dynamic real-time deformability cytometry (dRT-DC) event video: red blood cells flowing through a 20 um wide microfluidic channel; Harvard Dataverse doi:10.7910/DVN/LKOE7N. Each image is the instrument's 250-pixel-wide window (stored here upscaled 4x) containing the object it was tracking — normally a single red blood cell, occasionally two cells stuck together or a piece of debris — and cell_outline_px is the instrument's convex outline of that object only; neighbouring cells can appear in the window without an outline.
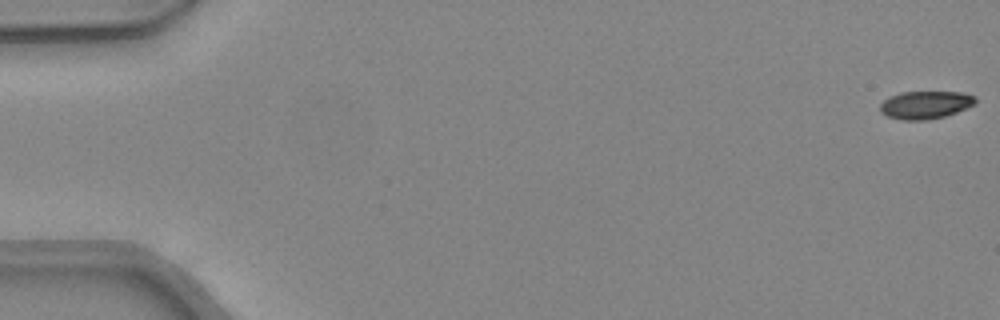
{"species": "common noctule bat (a hibernating species)", "species_latin": "Nyctalus noctula", "temperature_condition": "warm", "stored_images_in_passage": 9, "camera_frame_rate_fps": 3000, "um_per_image_px": 0.085, "animal": {"sex": "female", "body_mass_g": 24.6, "forearm_length_mm": 56.2}, "frame": {"image": 1, "passage_image": 1, "time_ms": 0.0, "image_size_px": [1000, 320], "cell_outline_px": [[976, 104], [956, 112], [944, 116], [924, 120], [904, 120], [888, 116], [880, 112], [880, 104], [888, 96], [900, 92], [964, 92], [976, 96]], "centroid_in_image_um": [78.66, 8.9], "position_along_channel_um": 6.3, "area_um2": 15.49}}